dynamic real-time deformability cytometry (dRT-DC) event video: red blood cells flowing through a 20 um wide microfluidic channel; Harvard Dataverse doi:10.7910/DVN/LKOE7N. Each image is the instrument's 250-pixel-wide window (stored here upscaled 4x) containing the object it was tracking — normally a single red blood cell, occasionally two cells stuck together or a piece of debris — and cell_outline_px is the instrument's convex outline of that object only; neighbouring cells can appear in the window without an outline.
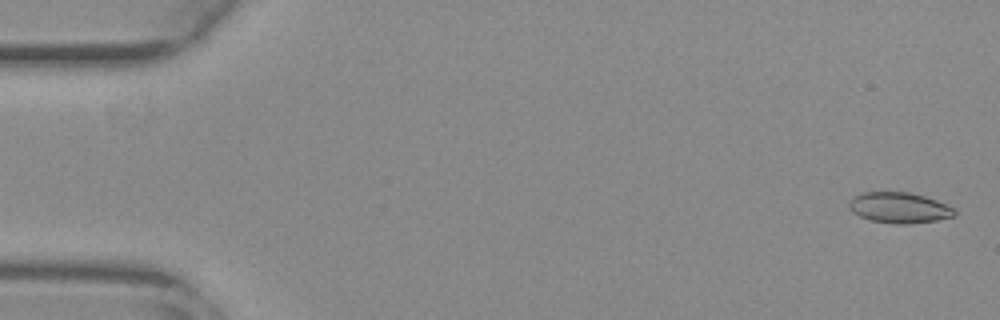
{"species": "common noctule bat (a hibernating species)", "species_latin": "Nyctalus noctula", "temperature_condition": "warm", "stored_images_in_passage": 8, "camera_frame_rate_fps": 3000, "um_per_image_px": 0.085, "animal": {"sex": "female", "body_mass_g": 29.2, "forearm_length_mm": 56.3}, "frame": {"image": 1, "passage_image": 2, "time_ms": 0.333, "image_size_px": [1000, 320], "cell_outline_px": [[956, 216], [936, 220], [908, 224], [896, 224], [872, 220], [860, 216], [852, 212], [848, 208], [848, 200], [852, 196], [860, 192], [908, 192], [924, 196], [936, 200], [956, 208]], "centroid_in_image_um": [76.42, 17.64], "position_along_channel_um": 8.6, "area_um2": 19.07}}